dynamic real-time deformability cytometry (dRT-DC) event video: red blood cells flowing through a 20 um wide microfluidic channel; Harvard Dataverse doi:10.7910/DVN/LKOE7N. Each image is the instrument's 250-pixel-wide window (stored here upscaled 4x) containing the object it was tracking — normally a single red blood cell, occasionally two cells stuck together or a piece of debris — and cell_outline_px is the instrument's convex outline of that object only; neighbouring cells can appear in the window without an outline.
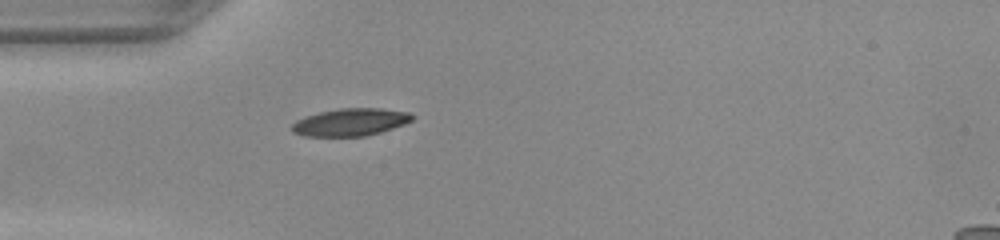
{"species": "common noctule bat (a hibernating species)", "species_latin": "Nyctalus noctula", "temperature_condition": "warm", "stored_images_in_passage": 36, "camera_frame_rate_fps": 3000, "um_per_image_px": 0.085, "animal": {"sex": "female", "body_mass_g": 22.0, "forearm_length_mm": 56.7}, "frame": {"image": 1, "passage_image": 1, "time_ms": 0.0, "image_size_px": [1000, 240], "cell_outline_px": [[416, 116], [412, 120], [404, 124], [380, 132], [364, 136], [304, 136], [292, 132], [288, 128], [296, 120], [304, 116], [320, 112], [340, 108], [380, 108], [408, 112]], "centroid_in_image_um": [29.75, 10.38], "position_along_channel_um": 55.3, "area_um2": 19.36}}
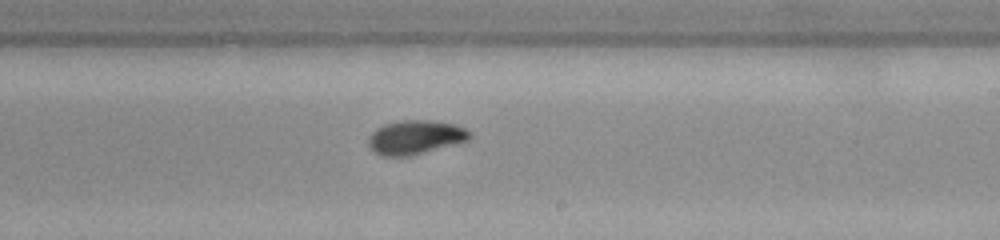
{"frame": {"image": 2, "passage_image": 16, "time_ms": 5.0, "image_size_px": [1000, 240], "cell_outline_px": [[472, 136], [468, 140], [412, 156], [384, 156], [368, 148], [368, 136], [376, 128], [384, 124], [404, 120], [428, 120], [456, 124], [472, 132]], "centroid_in_image_um": [35.3, 11.67], "position_along_channel_um": 253.7, "area_um2": 20.17}}
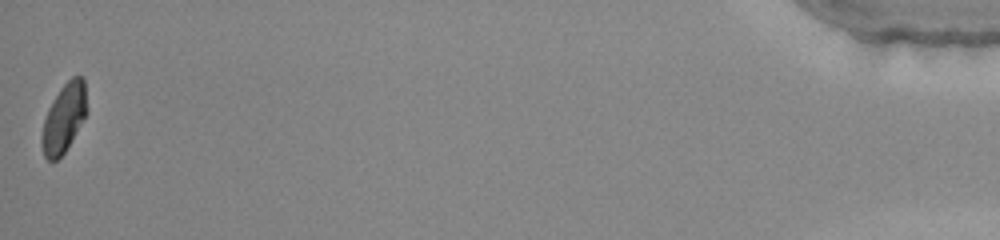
{"frame": {"image": 3, "passage_image": 36, "time_ms": 11.667, "image_size_px": [1000, 240], "cell_outline_px": [[88, 112], [64, 152], [56, 160], [48, 160], [44, 156], [40, 144], [40, 136], [44, 120], [48, 108], [52, 100], [60, 88], [72, 76], [80, 76], [84, 80], [88, 108]], "centroid_in_image_um": [5.42, 10.02], "position_along_channel_um": 429.8, "area_um2": 18.15}}